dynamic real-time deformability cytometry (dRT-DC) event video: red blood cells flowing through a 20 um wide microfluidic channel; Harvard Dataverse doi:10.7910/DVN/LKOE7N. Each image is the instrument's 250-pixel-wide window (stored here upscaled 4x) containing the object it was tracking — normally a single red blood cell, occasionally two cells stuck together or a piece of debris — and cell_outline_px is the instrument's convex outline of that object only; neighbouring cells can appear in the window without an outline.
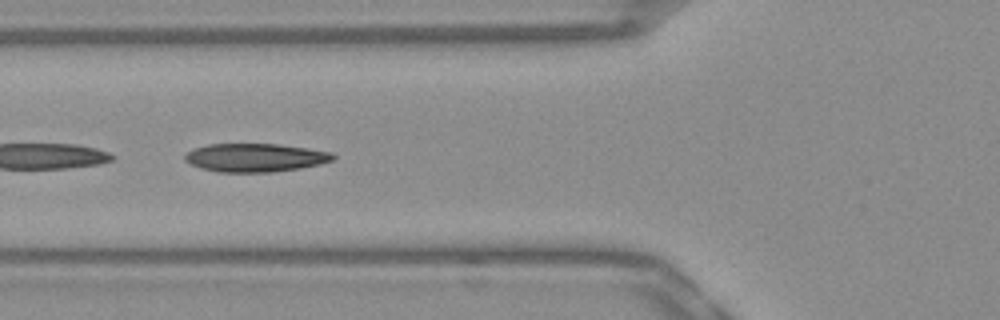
{"species": "Egyptian fruit bat (a non-hibernating species)", "species_latin": "Rousettus aegyptiacus", "temperature_condition": "warm", "stored_images_in_passage": 26, "camera_frame_rate_fps": 3000, "um_per_image_px": 0.085, "frame": {"image": 1, "passage_image": 13, "time_ms": 4.0, "image_size_px": [1000, 320], "cell_outline_px": [[336, 156], [332, 160], [320, 164], [300, 168], [272, 172], [216, 172], [200, 168], [184, 160], [184, 156], [188, 152], [196, 148], [208, 144], [280, 144], [308, 148], [332, 152]], "centroid_in_image_um": [21.71, 13.4], "position_along_channel_um": 104.1, "area_um2": 24.51}}